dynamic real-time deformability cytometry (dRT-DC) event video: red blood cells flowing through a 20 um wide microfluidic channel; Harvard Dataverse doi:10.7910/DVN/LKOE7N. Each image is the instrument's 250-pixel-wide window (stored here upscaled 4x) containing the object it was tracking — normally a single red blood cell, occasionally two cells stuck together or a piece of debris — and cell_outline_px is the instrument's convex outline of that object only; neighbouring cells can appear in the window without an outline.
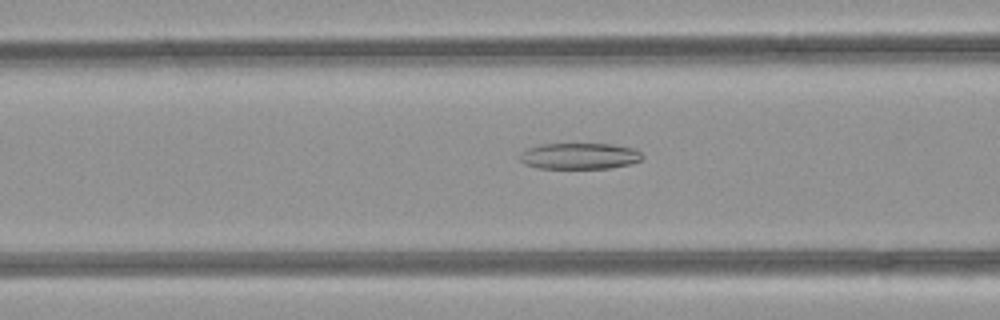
{"species": "common noctule bat (a hibernating species)", "species_latin": "Nyctalus noctula", "temperature_condition": "room temperature", "stored_images_in_passage": 47, "camera_frame_rate_fps": 3000, "um_per_image_px": 0.085, "animal": {"sex": "female", "body_mass_g": 21.9}, "frame": {"image": 1, "passage_image": 20, "time_ms": 6.333, "image_size_px": [1000, 320], "cell_outline_px": [[644, 156], [640, 160], [632, 164], [608, 168], [540, 168], [524, 164], [520, 160], [520, 152], [528, 148], [540, 144], [612, 144], [632, 148], [640, 152]], "centroid_in_image_um": [49.25, 13.26], "position_along_channel_um": 117.3, "area_um2": 18.67}}
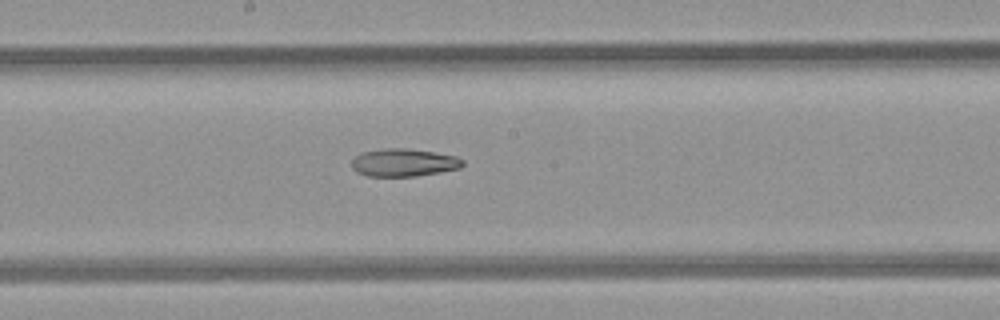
{"frame": {"image": 2, "passage_image": 27, "time_ms": 8.667, "image_size_px": [1000, 320], "cell_outline_px": [[464, 164], [460, 168], [440, 172], [416, 176], [368, 176], [356, 172], [352, 168], [352, 160], [356, 156], [364, 152], [384, 148], [408, 148], [456, 156], [464, 160]], "centroid_in_image_um": [34.32, 13.82], "position_along_channel_um": 213.9, "area_um2": 17.92}}
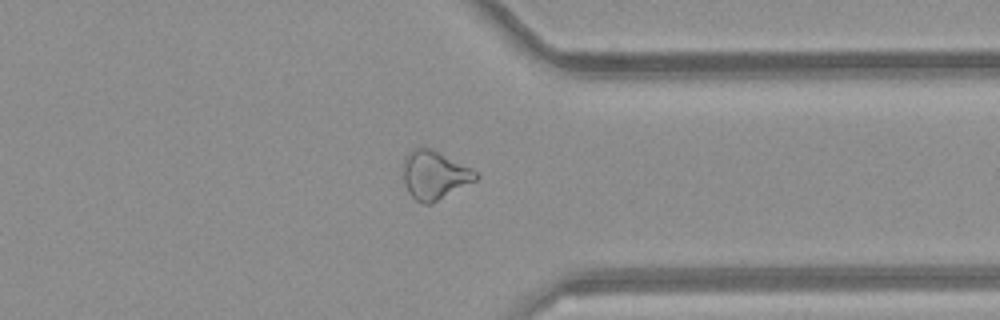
{"frame": {"image": 3, "passage_image": 39, "time_ms": 12.667, "image_size_px": [1000, 320], "cell_outline_px": [[480, 176], [476, 180], [432, 204], [424, 204], [416, 200], [408, 192], [404, 180], [404, 156], [412, 148], [432, 148], [472, 168]], "centroid_in_image_um": [36.94, 14.87], "position_along_channel_um": 374.5, "area_um2": 20.58}}